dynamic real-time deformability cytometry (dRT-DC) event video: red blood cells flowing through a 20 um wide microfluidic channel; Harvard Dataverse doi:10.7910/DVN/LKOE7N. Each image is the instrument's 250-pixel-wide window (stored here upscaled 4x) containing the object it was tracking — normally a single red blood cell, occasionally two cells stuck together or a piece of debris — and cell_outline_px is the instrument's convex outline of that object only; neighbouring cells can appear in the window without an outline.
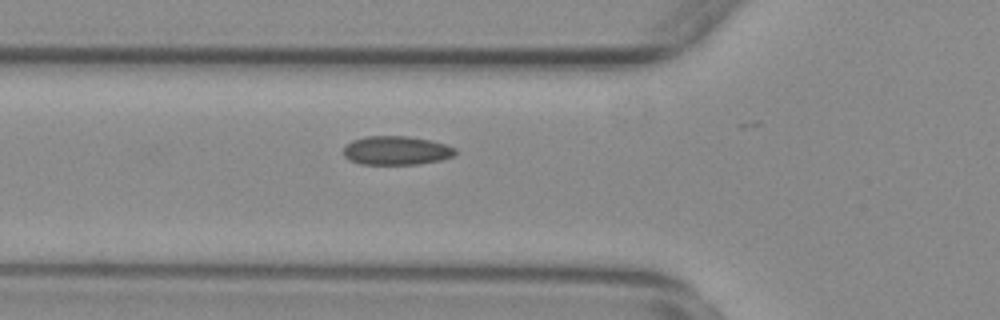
{"species": "common noctule bat (a hibernating species)", "species_latin": "Nyctalus noctula", "temperature_condition": "warm", "stored_images_in_passage": 34, "camera_frame_rate_fps": 3000, "um_per_image_px": 0.085, "animal": {"sex": "female", "body_mass_g": 29.2, "forearm_length_mm": 56.3}, "frame": {"image": 1, "passage_image": 11, "time_ms": 3.333, "image_size_px": [1000, 320], "cell_outline_px": [[456, 152], [452, 156], [440, 160], [416, 164], [360, 164], [348, 160], [344, 156], [344, 148], [352, 140], [364, 136], [408, 136], [432, 140], [456, 148]], "centroid_in_image_um": [33.67, 12.79], "position_along_channel_um": 92.1, "area_um2": 18.79}}
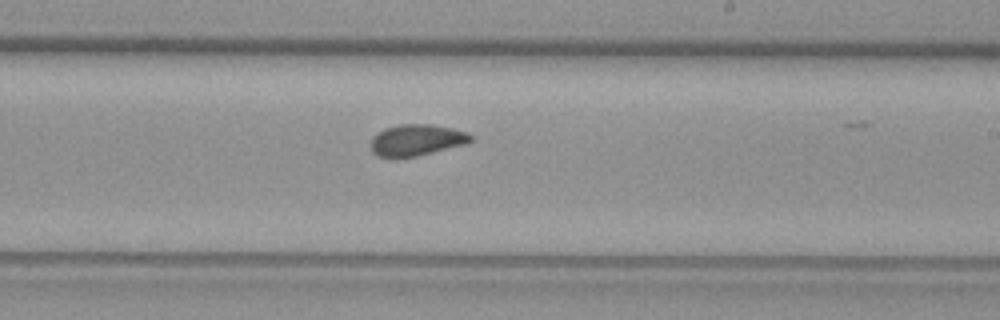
{"frame": {"image": 2, "passage_image": 24, "time_ms": 7.667, "image_size_px": [1000, 320], "cell_outline_px": [[476, 136], [468, 144], [416, 156], [396, 160], [376, 156], [372, 152], [368, 144], [372, 136], [376, 132], [384, 128], [400, 124], [432, 124], [452, 128], [468, 132]], "centroid_in_image_um": [35.37, 11.93], "position_along_channel_um": 253.6, "area_um2": 19.19}}
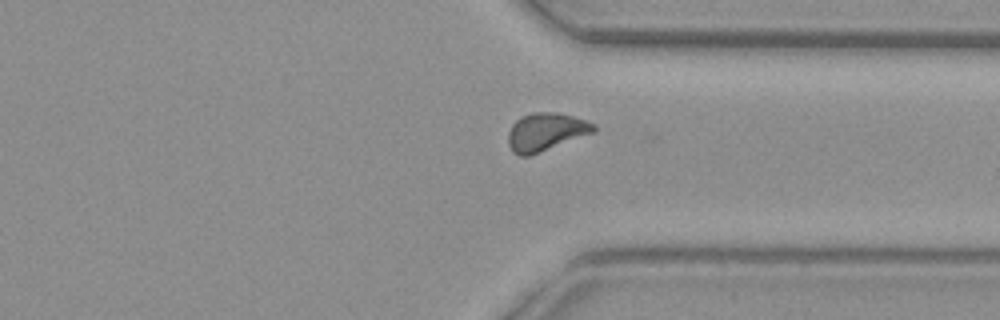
{"frame": {"image": 3, "passage_image": 33, "time_ms": 10.667, "image_size_px": [1000, 320], "cell_outline_px": [[596, 132], [528, 156], [520, 156], [512, 152], [508, 144], [508, 132], [512, 124], [520, 116], [532, 112], [556, 112], [572, 116], [596, 124]], "centroid_in_image_um": [46.38, 11.2], "position_along_channel_um": 365.0, "area_um2": 19.02}}